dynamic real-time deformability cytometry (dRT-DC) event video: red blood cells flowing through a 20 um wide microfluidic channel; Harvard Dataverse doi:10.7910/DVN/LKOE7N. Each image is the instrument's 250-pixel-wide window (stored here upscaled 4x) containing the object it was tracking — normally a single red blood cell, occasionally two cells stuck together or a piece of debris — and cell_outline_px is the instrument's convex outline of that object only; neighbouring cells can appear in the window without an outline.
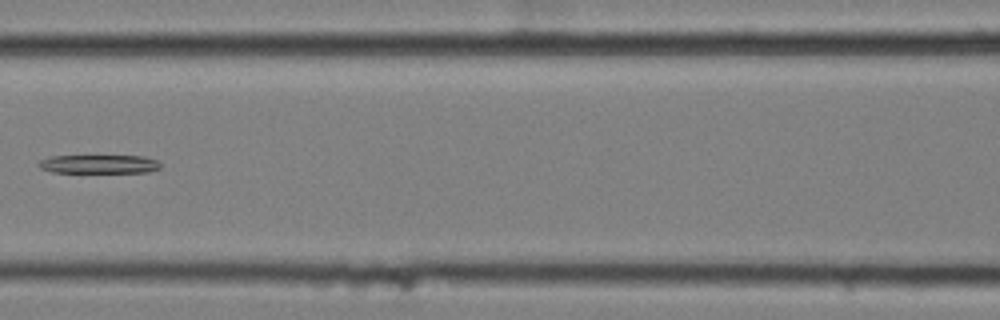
{"species": "common noctule bat (a hibernating species)", "species_latin": "Nyctalus noctula", "temperature_condition": "cold", "stored_images_in_passage": 8, "camera_frame_rate_fps": 3000, "um_per_image_px": 0.085, "animal": {"sex": "female", "body_mass_g": 25.1}, "frame": {"image": 1, "passage_image": 7, "time_ms": 2.0, "image_size_px": [1000, 320], "cell_outline_px": [[160, 168], [148, 172], [52, 172], [40, 168], [36, 164], [40, 160], [52, 156], [144, 156], [156, 160], [160, 164]], "centroid_in_image_um": [8.39, 13.95], "position_along_channel_um": 158.2, "area_um2": 13.12}}
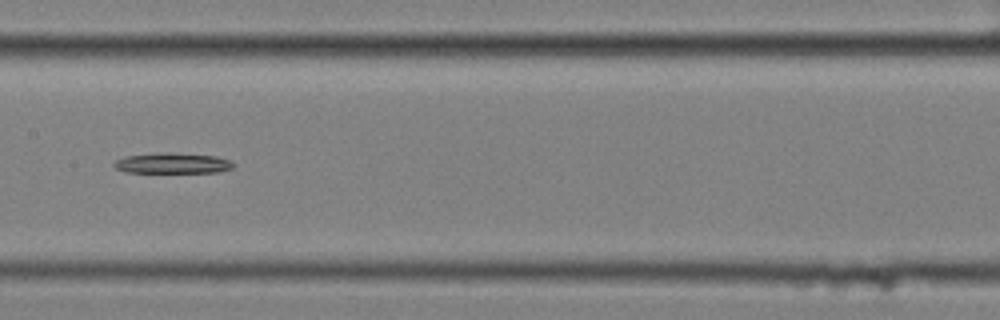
{"frame": {"image": 2, "passage_image": 8, "time_ms": 2.333, "image_size_px": [1000, 320], "cell_outline_px": [[232, 168], [216, 172], [128, 172], [116, 168], [112, 164], [116, 160], [124, 156], [168, 152], [216, 156], [228, 160], [232, 164]], "centroid_in_image_um": [14.62, 13.87], "position_along_channel_um": 192.8, "area_um2": 13.99}}